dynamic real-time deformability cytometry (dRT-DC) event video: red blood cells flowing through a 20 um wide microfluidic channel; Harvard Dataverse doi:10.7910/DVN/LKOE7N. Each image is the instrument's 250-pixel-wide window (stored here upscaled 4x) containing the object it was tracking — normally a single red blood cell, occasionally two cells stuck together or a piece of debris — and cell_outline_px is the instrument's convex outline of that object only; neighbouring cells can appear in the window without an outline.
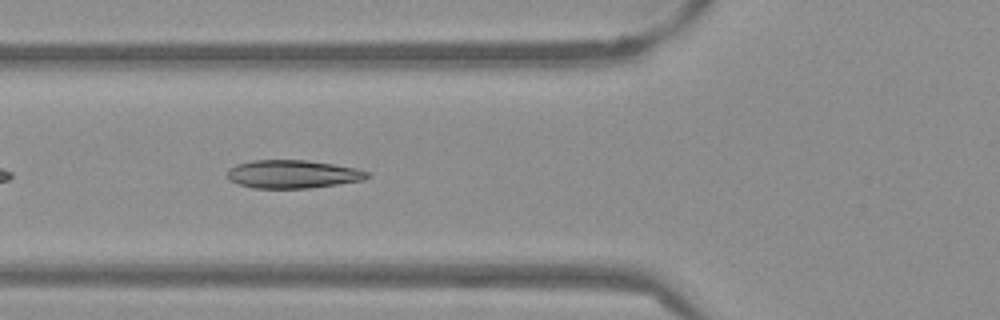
{"species": "Egyptian fruit bat (a non-hibernating species)", "species_latin": "Rousettus aegyptiacus", "temperature_condition": "warm", "stored_images_in_passage": 23, "camera_frame_rate_fps": 3000, "um_per_image_px": 0.085, "frame": {"image": 1, "passage_image": 4, "time_ms": 1.0, "image_size_px": [1000, 320], "cell_outline_px": [[372, 176], [364, 180], [308, 188], [252, 188], [228, 180], [228, 168], [236, 164], [252, 160], [308, 160], [356, 168], [368, 172]], "centroid_in_image_um": [24.88, 14.8], "position_along_channel_um": 100.9, "area_um2": 23.0}}
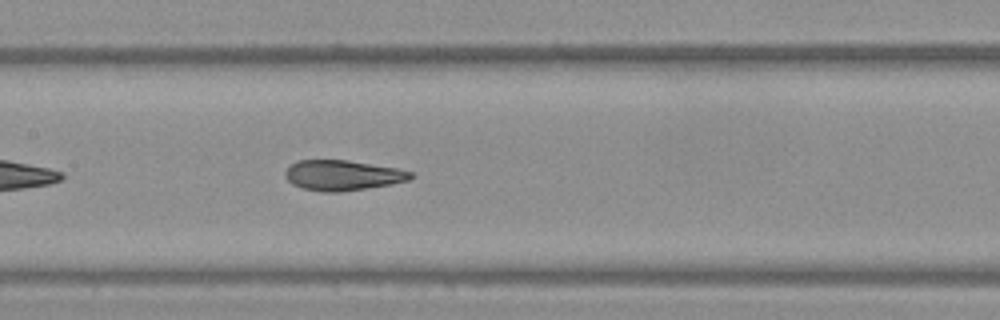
{"frame": {"image": 2, "passage_image": 10, "time_ms": 3.0, "image_size_px": [1000, 320], "cell_outline_px": [[416, 176], [408, 180], [392, 184], [340, 192], [320, 192], [304, 188], [292, 184], [284, 176], [284, 172], [296, 160], [348, 160], [396, 168], [412, 172]], "centroid_in_image_um": [29.12, 14.9], "position_along_channel_um": 178.3, "area_um2": 22.14}}
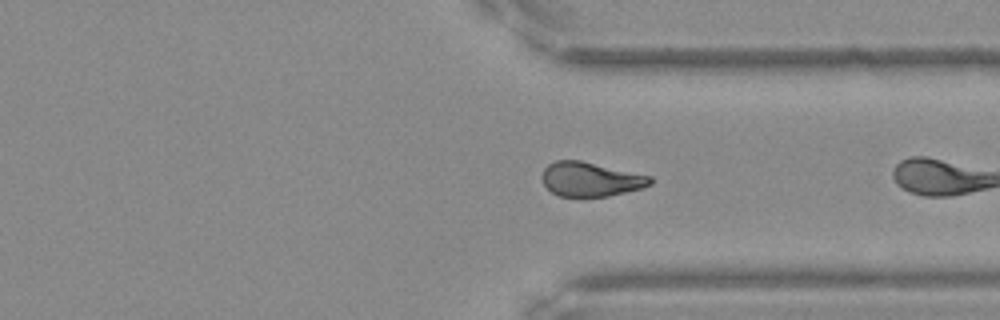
{"frame": {"image": 3, "passage_image": 22, "time_ms": 7.0, "image_size_px": [1000, 320], "cell_outline_px": [[652, 184], [640, 188], [608, 196], [556, 196], [540, 180], [540, 176], [544, 168], [548, 164], [556, 160], [580, 160], [652, 176]], "centroid_in_image_um": [50.16, 15.23], "position_along_channel_um": 361.2, "area_um2": 21.62}}